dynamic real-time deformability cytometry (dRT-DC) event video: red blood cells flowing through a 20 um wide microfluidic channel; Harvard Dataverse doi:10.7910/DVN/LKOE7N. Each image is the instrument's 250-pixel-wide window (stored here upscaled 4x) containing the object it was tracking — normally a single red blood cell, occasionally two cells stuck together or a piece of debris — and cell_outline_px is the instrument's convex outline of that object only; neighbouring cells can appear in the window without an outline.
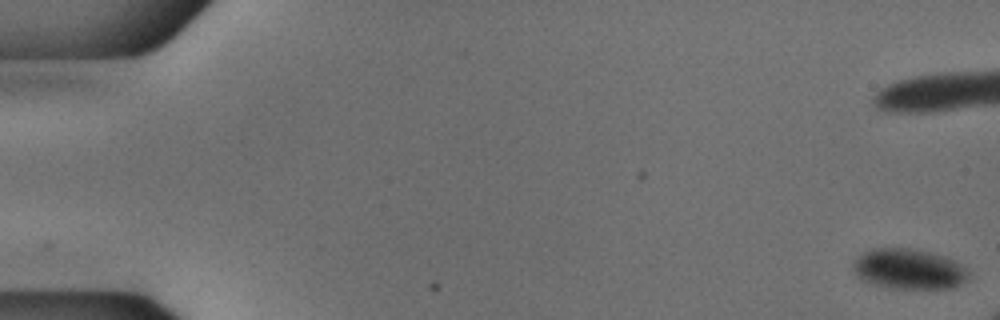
{"species": "common noctule bat (a hibernating species)", "species_latin": "Nyctalus noctula", "temperature_condition": "cold", "stored_images_in_passage": 15, "camera_frame_rate_fps": 3000, "um_per_image_px": 0.085, "animal": {"sex": "male", "body_mass_g": 18.8}, "frame": {"image": 1, "passage_image": 1, "time_ms": 0.0, "image_size_px": [1000, 320], "cell_outline_px": [[968, 276], [952, 288], [896, 288], [876, 284], [864, 280], [852, 268], [852, 264], [864, 252], [872, 248], [908, 248], [928, 252], [944, 256], [968, 268]], "centroid_in_image_um": [77.25, 22.85], "position_along_channel_um": 7.7, "area_um2": 26.41}}